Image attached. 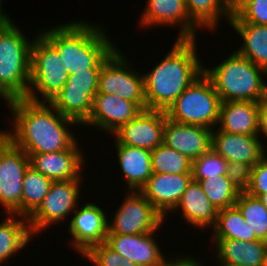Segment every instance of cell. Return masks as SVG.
Segmentation results:
<instances>
[{
	"mask_svg": "<svg viewBox=\"0 0 267 266\" xmlns=\"http://www.w3.org/2000/svg\"><path fill=\"white\" fill-rule=\"evenodd\" d=\"M29 166V156L12 142L0 155V205L7 214L21 217L23 177Z\"/></svg>",
	"mask_w": 267,
	"mask_h": 266,
	"instance_id": "12",
	"label": "cell"
},
{
	"mask_svg": "<svg viewBox=\"0 0 267 266\" xmlns=\"http://www.w3.org/2000/svg\"><path fill=\"white\" fill-rule=\"evenodd\" d=\"M229 22L244 42L237 52L267 72V25L244 21Z\"/></svg>",
	"mask_w": 267,
	"mask_h": 266,
	"instance_id": "26",
	"label": "cell"
},
{
	"mask_svg": "<svg viewBox=\"0 0 267 266\" xmlns=\"http://www.w3.org/2000/svg\"><path fill=\"white\" fill-rule=\"evenodd\" d=\"M211 149L227 162L232 171L242 176L267 152L258 135L230 134L214 128Z\"/></svg>",
	"mask_w": 267,
	"mask_h": 266,
	"instance_id": "11",
	"label": "cell"
},
{
	"mask_svg": "<svg viewBox=\"0 0 267 266\" xmlns=\"http://www.w3.org/2000/svg\"><path fill=\"white\" fill-rule=\"evenodd\" d=\"M229 21L267 25V0H232Z\"/></svg>",
	"mask_w": 267,
	"mask_h": 266,
	"instance_id": "35",
	"label": "cell"
},
{
	"mask_svg": "<svg viewBox=\"0 0 267 266\" xmlns=\"http://www.w3.org/2000/svg\"><path fill=\"white\" fill-rule=\"evenodd\" d=\"M204 74L212 81L221 102H260L267 97V83L262 77L267 72L237 51L219 65L204 68Z\"/></svg>",
	"mask_w": 267,
	"mask_h": 266,
	"instance_id": "5",
	"label": "cell"
},
{
	"mask_svg": "<svg viewBox=\"0 0 267 266\" xmlns=\"http://www.w3.org/2000/svg\"><path fill=\"white\" fill-rule=\"evenodd\" d=\"M232 170L227 162L212 149L193 161L192 176L194 180H215L226 176Z\"/></svg>",
	"mask_w": 267,
	"mask_h": 266,
	"instance_id": "34",
	"label": "cell"
},
{
	"mask_svg": "<svg viewBox=\"0 0 267 266\" xmlns=\"http://www.w3.org/2000/svg\"><path fill=\"white\" fill-rule=\"evenodd\" d=\"M77 141L67 150L32 154L30 166L53 181L81 179L83 155Z\"/></svg>",
	"mask_w": 267,
	"mask_h": 266,
	"instance_id": "19",
	"label": "cell"
},
{
	"mask_svg": "<svg viewBox=\"0 0 267 266\" xmlns=\"http://www.w3.org/2000/svg\"><path fill=\"white\" fill-rule=\"evenodd\" d=\"M101 69H87L69 75L62 88L98 89L99 73Z\"/></svg>",
	"mask_w": 267,
	"mask_h": 266,
	"instance_id": "38",
	"label": "cell"
},
{
	"mask_svg": "<svg viewBox=\"0 0 267 266\" xmlns=\"http://www.w3.org/2000/svg\"><path fill=\"white\" fill-rule=\"evenodd\" d=\"M235 206L258 240L267 242V209L262 201L241 191Z\"/></svg>",
	"mask_w": 267,
	"mask_h": 266,
	"instance_id": "32",
	"label": "cell"
},
{
	"mask_svg": "<svg viewBox=\"0 0 267 266\" xmlns=\"http://www.w3.org/2000/svg\"><path fill=\"white\" fill-rule=\"evenodd\" d=\"M69 75L61 64L56 48L38 33L31 47L30 83L26 99L41 102L40 93L45 103L50 102L67 82Z\"/></svg>",
	"mask_w": 267,
	"mask_h": 266,
	"instance_id": "7",
	"label": "cell"
},
{
	"mask_svg": "<svg viewBox=\"0 0 267 266\" xmlns=\"http://www.w3.org/2000/svg\"><path fill=\"white\" fill-rule=\"evenodd\" d=\"M81 179L53 181L39 207L27 218L32 236L75 211ZM69 213V214H68Z\"/></svg>",
	"mask_w": 267,
	"mask_h": 266,
	"instance_id": "9",
	"label": "cell"
},
{
	"mask_svg": "<svg viewBox=\"0 0 267 266\" xmlns=\"http://www.w3.org/2000/svg\"><path fill=\"white\" fill-rule=\"evenodd\" d=\"M83 257L96 266H119L124 259L106 242L92 246Z\"/></svg>",
	"mask_w": 267,
	"mask_h": 266,
	"instance_id": "37",
	"label": "cell"
},
{
	"mask_svg": "<svg viewBox=\"0 0 267 266\" xmlns=\"http://www.w3.org/2000/svg\"><path fill=\"white\" fill-rule=\"evenodd\" d=\"M13 23L8 17L0 25V98L6 102L26 98L30 83L33 40Z\"/></svg>",
	"mask_w": 267,
	"mask_h": 266,
	"instance_id": "4",
	"label": "cell"
},
{
	"mask_svg": "<svg viewBox=\"0 0 267 266\" xmlns=\"http://www.w3.org/2000/svg\"><path fill=\"white\" fill-rule=\"evenodd\" d=\"M177 210L187 223L202 229L213 227L217 220L218 210L209 201L199 182L193 178L173 212Z\"/></svg>",
	"mask_w": 267,
	"mask_h": 266,
	"instance_id": "22",
	"label": "cell"
},
{
	"mask_svg": "<svg viewBox=\"0 0 267 266\" xmlns=\"http://www.w3.org/2000/svg\"><path fill=\"white\" fill-rule=\"evenodd\" d=\"M163 144L194 161L212 147V129L174 122L166 117Z\"/></svg>",
	"mask_w": 267,
	"mask_h": 266,
	"instance_id": "15",
	"label": "cell"
},
{
	"mask_svg": "<svg viewBox=\"0 0 267 266\" xmlns=\"http://www.w3.org/2000/svg\"><path fill=\"white\" fill-rule=\"evenodd\" d=\"M2 1L4 0H0V25L8 18V15H6V13H4V11H2Z\"/></svg>",
	"mask_w": 267,
	"mask_h": 266,
	"instance_id": "42",
	"label": "cell"
},
{
	"mask_svg": "<svg viewBox=\"0 0 267 266\" xmlns=\"http://www.w3.org/2000/svg\"><path fill=\"white\" fill-rule=\"evenodd\" d=\"M220 104L212 81L203 73L175 100L166 115L177 123L216 129Z\"/></svg>",
	"mask_w": 267,
	"mask_h": 266,
	"instance_id": "6",
	"label": "cell"
},
{
	"mask_svg": "<svg viewBox=\"0 0 267 266\" xmlns=\"http://www.w3.org/2000/svg\"><path fill=\"white\" fill-rule=\"evenodd\" d=\"M98 89L62 88L49 102L60 114L83 125L90 117Z\"/></svg>",
	"mask_w": 267,
	"mask_h": 266,
	"instance_id": "25",
	"label": "cell"
},
{
	"mask_svg": "<svg viewBox=\"0 0 267 266\" xmlns=\"http://www.w3.org/2000/svg\"><path fill=\"white\" fill-rule=\"evenodd\" d=\"M219 266H248V265L242 264V265H219ZM249 266H252V265H249Z\"/></svg>",
	"mask_w": 267,
	"mask_h": 266,
	"instance_id": "45",
	"label": "cell"
},
{
	"mask_svg": "<svg viewBox=\"0 0 267 266\" xmlns=\"http://www.w3.org/2000/svg\"><path fill=\"white\" fill-rule=\"evenodd\" d=\"M119 266H140V265L135 264L134 262L130 260L123 259V261L121 262Z\"/></svg>",
	"mask_w": 267,
	"mask_h": 266,
	"instance_id": "43",
	"label": "cell"
},
{
	"mask_svg": "<svg viewBox=\"0 0 267 266\" xmlns=\"http://www.w3.org/2000/svg\"><path fill=\"white\" fill-rule=\"evenodd\" d=\"M243 191L259 198L267 195V153L242 176Z\"/></svg>",
	"mask_w": 267,
	"mask_h": 266,
	"instance_id": "36",
	"label": "cell"
},
{
	"mask_svg": "<svg viewBox=\"0 0 267 266\" xmlns=\"http://www.w3.org/2000/svg\"><path fill=\"white\" fill-rule=\"evenodd\" d=\"M115 212L114 220L108 222V234H145L156 231L164 217L140 191H130Z\"/></svg>",
	"mask_w": 267,
	"mask_h": 266,
	"instance_id": "10",
	"label": "cell"
},
{
	"mask_svg": "<svg viewBox=\"0 0 267 266\" xmlns=\"http://www.w3.org/2000/svg\"><path fill=\"white\" fill-rule=\"evenodd\" d=\"M211 229L214 239L258 240L235 205L219 210L216 223Z\"/></svg>",
	"mask_w": 267,
	"mask_h": 266,
	"instance_id": "29",
	"label": "cell"
},
{
	"mask_svg": "<svg viewBox=\"0 0 267 266\" xmlns=\"http://www.w3.org/2000/svg\"><path fill=\"white\" fill-rule=\"evenodd\" d=\"M102 26L73 21L41 33L58 51L70 75L87 69H101L102 63L117 49Z\"/></svg>",
	"mask_w": 267,
	"mask_h": 266,
	"instance_id": "3",
	"label": "cell"
},
{
	"mask_svg": "<svg viewBox=\"0 0 267 266\" xmlns=\"http://www.w3.org/2000/svg\"><path fill=\"white\" fill-rule=\"evenodd\" d=\"M195 39L177 38L167 56L144 76L146 109L167 111L204 73Z\"/></svg>",
	"mask_w": 267,
	"mask_h": 266,
	"instance_id": "2",
	"label": "cell"
},
{
	"mask_svg": "<svg viewBox=\"0 0 267 266\" xmlns=\"http://www.w3.org/2000/svg\"><path fill=\"white\" fill-rule=\"evenodd\" d=\"M16 214H7L0 223V264L9 259L19 250L26 247L32 239L27 217L20 218Z\"/></svg>",
	"mask_w": 267,
	"mask_h": 266,
	"instance_id": "28",
	"label": "cell"
},
{
	"mask_svg": "<svg viewBox=\"0 0 267 266\" xmlns=\"http://www.w3.org/2000/svg\"><path fill=\"white\" fill-rule=\"evenodd\" d=\"M116 49L103 63L99 73L98 92L117 95L146 109L144 76L131 69L127 59Z\"/></svg>",
	"mask_w": 267,
	"mask_h": 266,
	"instance_id": "8",
	"label": "cell"
},
{
	"mask_svg": "<svg viewBox=\"0 0 267 266\" xmlns=\"http://www.w3.org/2000/svg\"><path fill=\"white\" fill-rule=\"evenodd\" d=\"M166 117L165 111L144 109L113 135L119 144L151 151L163 143Z\"/></svg>",
	"mask_w": 267,
	"mask_h": 266,
	"instance_id": "13",
	"label": "cell"
},
{
	"mask_svg": "<svg viewBox=\"0 0 267 266\" xmlns=\"http://www.w3.org/2000/svg\"><path fill=\"white\" fill-rule=\"evenodd\" d=\"M74 212L68 228L73 240L71 246L84 255L92 246L106 241L108 220L104 210L91 202Z\"/></svg>",
	"mask_w": 267,
	"mask_h": 266,
	"instance_id": "14",
	"label": "cell"
},
{
	"mask_svg": "<svg viewBox=\"0 0 267 266\" xmlns=\"http://www.w3.org/2000/svg\"><path fill=\"white\" fill-rule=\"evenodd\" d=\"M258 102L225 101L219 109L218 130L230 134L258 135Z\"/></svg>",
	"mask_w": 267,
	"mask_h": 266,
	"instance_id": "21",
	"label": "cell"
},
{
	"mask_svg": "<svg viewBox=\"0 0 267 266\" xmlns=\"http://www.w3.org/2000/svg\"><path fill=\"white\" fill-rule=\"evenodd\" d=\"M53 180L34 170L31 166L23 177L21 216L29 217L48 194Z\"/></svg>",
	"mask_w": 267,
	"mask_h": 266,
	"instance_id": "31",
	"label": "cell"
},
{
	"mask_svg": "<svg viewBox=\"0 0 267 266\" xmlns=\"http://www.w3.org/2000/svg\"><path fill=\"white\" fill-rule=\"evenodd\" d=\"M11 143L10 131H0V155L3 150Z\"/></svg>",
	"mask_w": 267,
	"mask_h": 266,
	"instance_id": "41",
	"label": "cell"
},
{
	"mask_svg": "<svg viewBox=\"0 0 267 266\" xmlns=\"http://www.w3.org/2000/svg\"><path fill=\"white\" fill-rule=\"evenodd\" d=\"M48 104L26 98L8 102L14 129L11 142L28 156L67 150L76 142L68 127L78 123Z\"/></svg>",
	"mask_w": 267,
	"mask_h": 266,
	"instance_id": "1",
	"label": "cell"
},
{
	"mask_svg": "<svg viewBox=\"0 0 267 266\" xmlns=\"http://www.w3.org/2000/svg\"><path fill=\"white\" fill-rule=\"evenodd\" d=\"M141 25L144 27L168 26L179 24V36L181 39H195L196 29L200 28L190 17L185 0H147Z\"/></svg>",
	"mask_w": 267,
	"mask_h": 266,
	"instance_id": "16",
	"label": "cell"
},
{
	"mask_svg": "<svg viewBox=\"0 0 267 266\" xmlns=\"http://www.w3.org/2000/svg\"><path fill=\"white\" fill-rule=\"evenodd\" d=\"M117 158L129 191H140L152 176L151 151L119 144L115 140Z\"/></svg>",
	"mask_w": 267,
	"mask_h": 266,
	"instance_id": "24",
	"label": "cell"
},
{
	"mask_svg": "<svg viewBox=\"0 0 267 266\" xmlns=\"http://www.w3.org/2000/svg\"><path fill=\"white\" fill-rule=\"evenodd\" d=\"M151 165L153 173L192 174L193 161L162 143L151 150Z\"/></svg>",
	"mask_w": 267,
	"mask_h": 266,
	"instance_id": "33",
	"label": "cell"
},
{
	"mask_svg": "<svg viewBox=\"0 0 267 266\" xmlns=\"http://www.w3.org/2000/svg\"><path fill=\"white\" fill-rule=\"evenodd\" d=\"M197 181L218 211L234 206L243 190L242 175L237 171H231L226 176H221L215 180L202 179Z\"/></svg>",
	"mask_w": 267,
	"mask_h": 266,
	"instance_id": "27",
	"label": "cell"
},
{
	"mask_svg": "<svg viewBox=\"0 0 267 266\" xmlns=\"http://www.w3.org/2000/svg\"><path fill=\"white\" fill-rule=\"evenodd\" d=\"M192 174L152 173L140 192L164 217L176 208Z\"/></svg>",
	"mask_w": 267,
	"mask_h": 266,
	"instance_id": "18",
	"label": "cell"
},
{
	"mask_svg": "<svg viewBox=\"0 0 267 266\" xmlns=\"http://www.w3.org/2000/svg\"><path fill=\"white\" fill-rule=\"evenodd\" d=\"M156 231L145 234H107L106 243L124 257L140 266H162L165 257L153 237ZM155 238V239H154Z\"/></svg>",
	"mask_w": 267,
	"mask_h": 266,
	"instance_id": "20",
	"label": "cell"
},
{
	"mask_svg": "<svg viewBox=\"0 0 267 266\" xmlns=\"http://www.w3.org/2000/svg\"><path fill=\"white\" fill-rule=\"evenodd\" d=\"M220 265L265 266L267 242L214 239Z\"/></svg>",
	"mask_w": 267,
	"mask_h": 266,
	"instance_id": "23",
	"label": "cell"
},
{
	"mask_svg": "<svg viewBox=\"0 0 267 266\" xmlns=\"http://www.w3.org/2000/svg\"><path fill=\"white\" fill-rule=\"evenodd\" d=\"M167 257L165 258L163 265L162 266H204L202 263H200V261L194 259L193 257H185V256H181L179 258L173 259V257H171V261L166 260Z\"/></svg>",
	"mask_w": 267,
	"mask_h": 266,
	"instance_id": "40",
	"label": "cell"
},
{
	"mask_svg": "<svg viewBox=\"0 0 267 266\" xmlns=\"http://www.w3.org/2000/svg\"><path fill=\"white\" fill-rule=\"evenodd\" d=\"M141 111L134 102L117 95L96 93L91 115L83 125H92L112 134Z\"/></svg>",
	"mask_w": 267,
	"mask_h": 266,
	"instance_id": "17",
	"label": "cell"
},
{
	"mask_svg": "<svg viewBox=\"0 0 267 266\" xmlns=\"http://www.w3.org/2000/svg\"><path fill=\"white\" fill-rule=\"evenodd\" d=\"M259 199L262 201L263 205L266 207L267 209V195H261L259 197Z\"/></svg>",
	"mask_w": 267,
	"mask_h": 266,
	"instance_id": "44",
	"label": "cell"
},
{
	"mask_svg": "<svg viewBox=\"0 0 267 266\" xmlns=\"http://www.w3.org/2000/svg\"><path fill=\"white\" fill-rule=\"evenodd\" d=\"M265 266H267V250H266V262H265Z\"/></svg>",
	"mask_w": 267,
	"mask_h": 266,
	"instance_id": "46",
	"label": "cell"
},
{
	"mask_svg": "<svg viewBox=\"0 0 267 266\" xmlns=\"http://www.w3.org/2000/svg\"><path fill=\"white\" fill-rule=\"evenodd\" d=\"M189 17L201 28L210 30L218 27L219 18L229 21L232 14V6L228 0H185Z\"/></svg>",
	"mask_w": 267,
	"mask_h": 266,
	"instance_id": "30",
	"label": "cell"
},
{
	"mask_svg": "<svg viewBox=\"0 0 267 266\" xmlns=\"http://www.w3.org/2000/svg\"><path fill=\"white\" fill-rule=\"evenodd\" d=\"M258 134L262 133L267 138V97L258 102Z\"/></svg>",
	"mask_w": 267,
	"mask_h": 266,
	"instance_id": "39",
	"label": "cell"
}]
</instances>
